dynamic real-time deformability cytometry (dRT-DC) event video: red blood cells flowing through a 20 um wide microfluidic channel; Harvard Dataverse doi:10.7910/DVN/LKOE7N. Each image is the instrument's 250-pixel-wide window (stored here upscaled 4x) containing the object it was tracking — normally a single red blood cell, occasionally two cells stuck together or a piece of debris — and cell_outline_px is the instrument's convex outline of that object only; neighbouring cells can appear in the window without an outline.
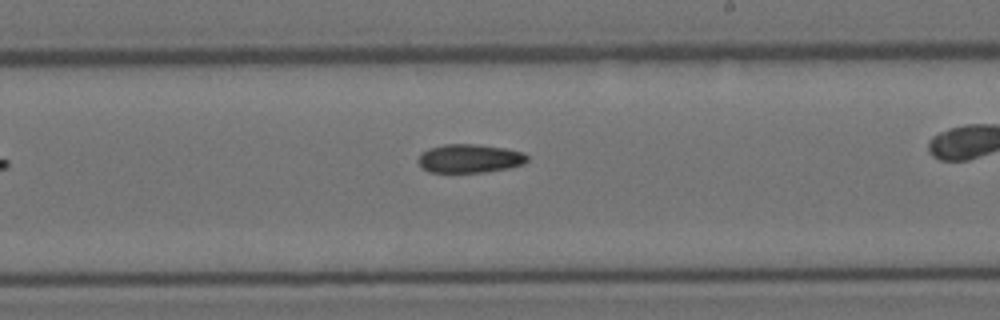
{"species": "Egyptian fruit bat (a non-hibernating species)", "species_latin": "Rousettus aegyptiacus", "temperature_condition": "room temperature", "stored_images_in_passage": 11, "camera_frame_rate_fps": 3000, "um_per_image_px": 0.085, "animal": {"sex": "female"}, "frame": {"image": 1, "passage_image": 8, "time_ms": 2.333, "image_size_px": [1000, 320], "cell_outline_px": [[528, 160], [524, 164], [508, 168], [484, 172], [428, 172], [420, 168], [416, 160], [420, 152], [428, 148], [444, 144], [476, 144], [504, 148], [524, 152], [528, 156]], "centroid_in_image_um": [39.86, 13.47], "position_along_channel_um": 249.1, "area_um2": 18.5}}
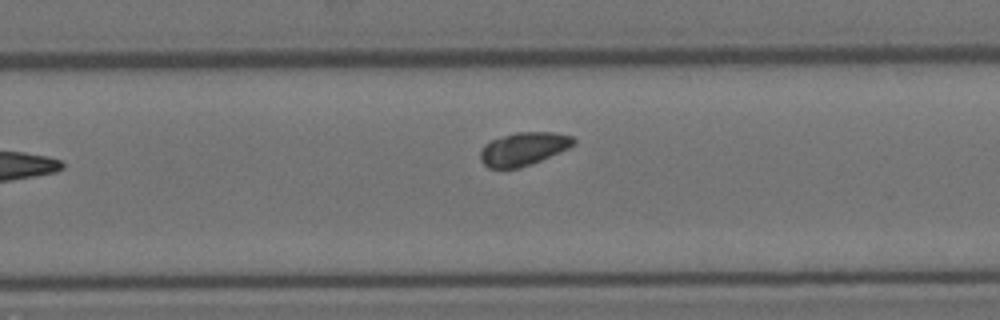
{"frame": {"image": 2, "passage_image": 11, "time_ms": 3.333, "image_size_px": [1000, 320], "cell_outline_px": [[576, 140], [568, 148], [532, 164], [520, 168], [488, 168], [480, 160], [480, 148], [484, 144], [492, 140], [516, 132], [552, 132], [572, 136]], "centroid_in_image_um": [44.46, 12.66], "position_along_channel_um": 285.3, "area_um2": 17.92}}